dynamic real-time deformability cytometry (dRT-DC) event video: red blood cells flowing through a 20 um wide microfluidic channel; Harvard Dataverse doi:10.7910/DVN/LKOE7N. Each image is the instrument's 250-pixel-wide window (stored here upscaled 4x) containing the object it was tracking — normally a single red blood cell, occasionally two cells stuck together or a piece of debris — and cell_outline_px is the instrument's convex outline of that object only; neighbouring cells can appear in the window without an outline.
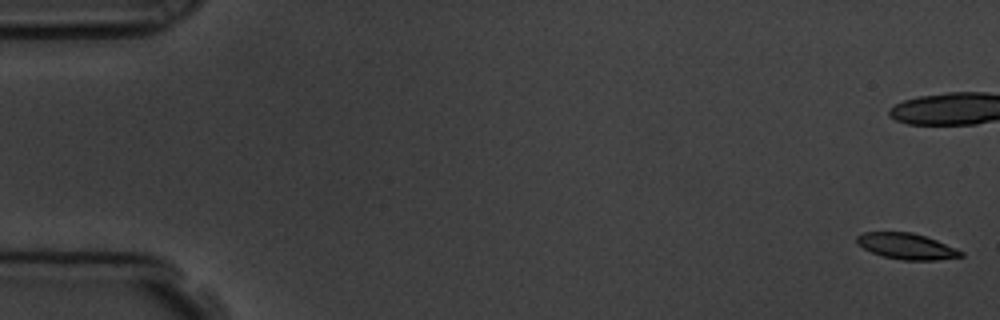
{"species": "common noctule bat (a hibernating species)", "species_latin": "Nyctalus noctula", "temperature_condition": "room temperature", "stored_images_in_passage": 55, "camera_frame_rate_fps": 3000, "um_per_image_px": 0.085, "animal": {"sex": "male", "body_mass_g": 19.5, "forearm_length_mm": 54.6}, "frame": {"image": 1, "passage_image": 1, "time_ms": 0.0, "image_size_px": [1000, 320], "cell_outline_px": [[964, 256], [936, 260], [904, 260], [884, 256], [872, 252], [856, 244], [856, 236], [864, 232], [912, 232], [936, 240], [956, 248], [964, 252]], "centroid_in_image_um": [77.06, 20.92], "position_along_channel_um": 7.9, "area_um2": 15.66}, "authors_computed_cell_mechanics": {"area_um2": 17.051, "velocity_mm_per_s": 3.8153, "shape_relaxation_time_tau1_ms": 3.9566, "shape_relaxation_time_tau2_ms": null, "deformation_change_tau1": 0.1227, "deformation_change_tau2": null}}